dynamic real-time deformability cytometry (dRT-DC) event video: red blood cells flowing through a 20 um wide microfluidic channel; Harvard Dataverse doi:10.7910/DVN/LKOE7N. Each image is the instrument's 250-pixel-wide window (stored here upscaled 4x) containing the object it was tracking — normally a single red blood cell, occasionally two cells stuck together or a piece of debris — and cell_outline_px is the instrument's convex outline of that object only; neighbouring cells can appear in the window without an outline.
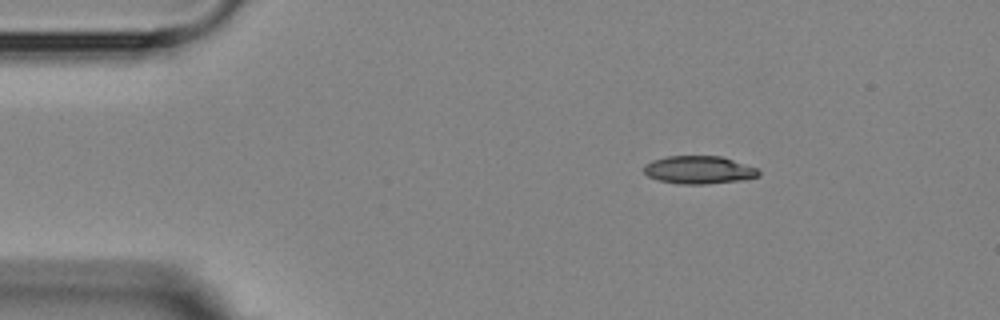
{"species": "Egyptian fruit bat (a non-hibernating species)", "species_latin": "Rousettus aegyptiacus", "temperature_condition": "room temperature", "stored_images_in_passage": 3, "camera_frame_rate_fps": 3000, "um_per_image_px": 0.085, "animal": {"sex": "female"}, "frame": {"image": 1, "passage_image": 1, "time_ms": 0.0, "image_size_px": [1000, 320], "cell_outline_px": [[760, 176], [740, 180], [704, 184], [680, 184], [660, 180], [648, 176], [644, 172], [644, 164], [652, 160], [668, 156], [720, 156], [756, 168], [760, 172]], "centroid_in_image_um": [59.38, 14.44], "position_along_channel_um": 25.6, "area_um2": 18.44}}